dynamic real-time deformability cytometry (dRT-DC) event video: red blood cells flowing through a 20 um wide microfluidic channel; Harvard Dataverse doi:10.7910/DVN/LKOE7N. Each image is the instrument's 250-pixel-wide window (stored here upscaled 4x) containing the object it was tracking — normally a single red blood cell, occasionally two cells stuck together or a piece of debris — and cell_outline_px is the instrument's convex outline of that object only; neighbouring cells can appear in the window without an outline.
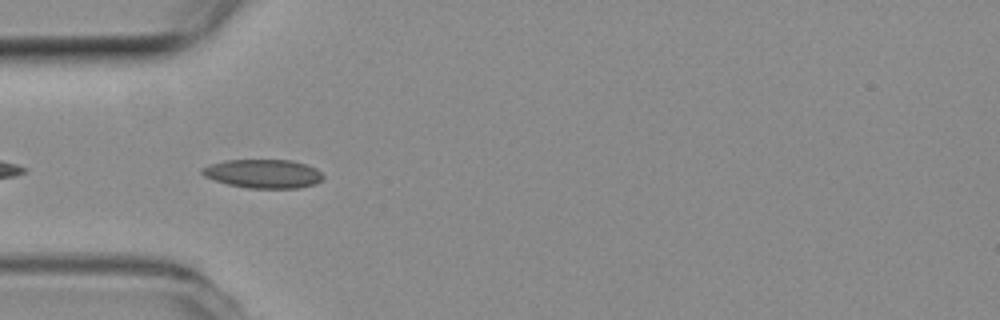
{"species": "common noctule bat (a hibernating species)", "species_latin": "Nyctalus noctula", "temperature_condition": "room temperature", "stored_images_in_passage": 39, "camera_frame_rate_fps": 3000, "um_per_image_px": 0.085, "animal": {"sex": "female", "body_mass_g": 19.3, "forearm_length_mm": 54.1}, "frame": {"image": 1, "passage_image": 2, "time_ms": 0.333, "image_size_px": [1000, 320], "cell_outline_px": [[324, 180], [316, 184], [296, 188], [248, 188], [228, 184], [204, 176], [200, 172], [200, 168], [208, 164], [224, 160], [292, 160], [316, 168], [324, 176]], "centroid_in_image_um": [22.37, 14.76], "position_along_channel_um": 62.6, "area_um2": 20.4}}
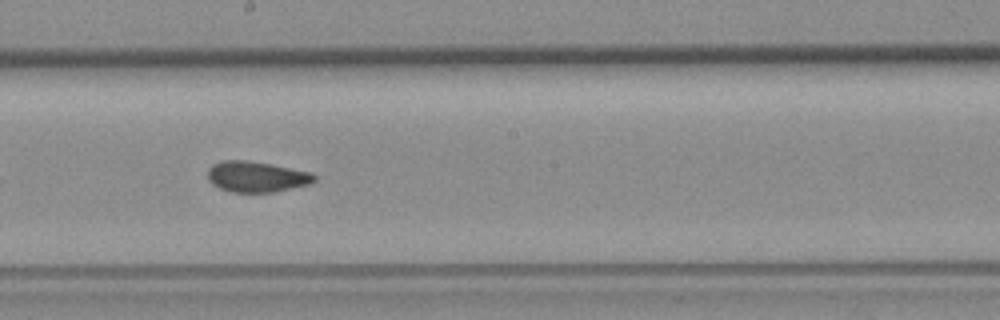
{"frame": {"image": 2, "passage_image": 15, "time_ms": 4.667, "image_size_px": [1000, 320], "cell_outline_px": [[316, 180], [308, 184], [276, 192], [232, 192], [220, 188], [212, 184], [208, 180], [208, 168], [212, 164], [224, 160], [248, 160], [272, 164], [312, 172], [316, 176]], "centroid_in_image_um": [21.8, 15.01], "position_along_channel_um": 226.4, "area_um2": 19.25}}
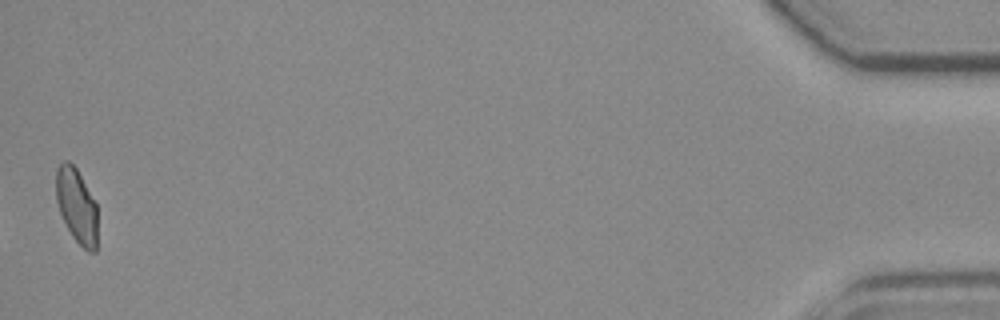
{"frame": {"image": 3, "passage_image": 39, "time_ms": 12.667, "image_size_px": [1000, 320], "cell_outline_px": [[96, 252], [88, 252], [72, 236], [60, 212], [56, 200], [56, 168], [64, 160], [68, 160], [76, 168], [96, 204]], "centroid_in_image_um": [6.5, 17.47], "position_along_channel_um": 428.7, "area_um2": 17.69}, "authors_computed_cell_mechanics": {"area_um2": 19.1318, "velocity_mm_per_s": 3.7986, "shape_relaxation_time_tau1_ms": null, "shape_relaxation_time_tau2_ms": 1.5201, "deformation_change_tau1": null, "deformation_change_tau2": 0.0705}}